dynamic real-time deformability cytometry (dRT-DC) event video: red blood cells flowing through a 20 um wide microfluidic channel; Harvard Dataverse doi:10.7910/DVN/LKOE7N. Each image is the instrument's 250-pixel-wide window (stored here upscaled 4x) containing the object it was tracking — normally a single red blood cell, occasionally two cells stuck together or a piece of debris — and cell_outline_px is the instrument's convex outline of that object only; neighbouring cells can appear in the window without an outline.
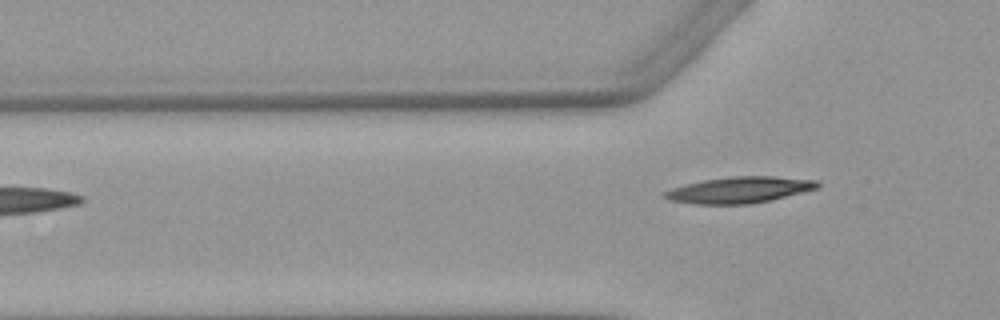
{"species": "Egyptian fruit bat (a non-hibernating species)", "species_latin": "Rousettus aegyptiacus", "temperature_condition": "warm", "stored_images_in_passage": 4, "camera_frame_rate_fps": 3000, "um_per_image_px": 0.085, "animal": {"sex": "female"}, "frame": {"image": 1, "passage_image": 4, "time_ms": 4.333, "image_size_px": [1000, 320], "cell_outline_px": [[820, 184], [816, 188], [772, 200], [752, 204], [692, 204], [668, 200], [664, 196], [664, 192], [672, 188], [704, 180], [732, 176], [772, 176], [820, 180]], "centroid_in_image_um": [62.87, 16.14], "position_along_channel_um": 62.9, "area_um2": 23.29}}